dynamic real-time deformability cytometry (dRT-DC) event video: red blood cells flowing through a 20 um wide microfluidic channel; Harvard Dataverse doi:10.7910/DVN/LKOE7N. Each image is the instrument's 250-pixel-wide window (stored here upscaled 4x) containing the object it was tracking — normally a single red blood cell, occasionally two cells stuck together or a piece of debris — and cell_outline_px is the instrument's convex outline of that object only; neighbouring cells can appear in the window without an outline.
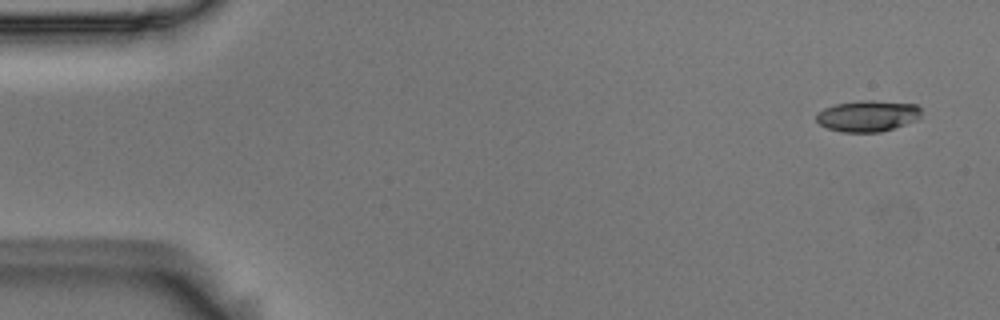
{"species": "Egyptian fruit bat (a non-hibernating species)", "species_latin": "Rousettus aegyptiacus", "temperature_condition": "room temperature", "stored_images_in_passage": 5, "camera_frame_rate_fps": 3000, "um_per_image_px": 0.085, "animal": {"sex": "male"}, "frame": {"image": 1, "passage_image": 1, "time_ms": 0.0, "image_size_px": [1000, 320], "cell_outline_px": [[920, 116], [916, 120], [880, 132], [844, 132], [828, 128], [820, 124], [816, 120], [816, 112], [824, 108], [836, 104], [860, 100], [872, 100], [916, 104], [920, 108]], "centroid_in_image_um": [73.73, 9.84], "position_along_channel_um": 11.3, "area_um2": 18.96}}
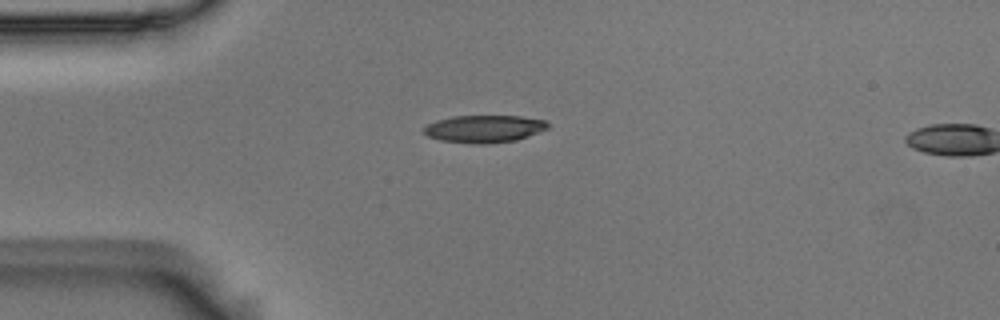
{"frame": {"image": 2, "passage_image": 4, "time_ms": 1.0, "image_size_px": [1000, 320], "cell_outline_px": [[548, 128], [528, 136], [516, 140], [488, 144], [476, 144], [440, 140], [428, 136], [424, 132], [424, 128], [428, 124], [436, 120], [452, 116], [520, 116], [544, 120], [548, 124]], "centroid_in_image_um": [41.14, 10.95], "position_along_channel_um": 43.9, "area_um2": 19.71}}